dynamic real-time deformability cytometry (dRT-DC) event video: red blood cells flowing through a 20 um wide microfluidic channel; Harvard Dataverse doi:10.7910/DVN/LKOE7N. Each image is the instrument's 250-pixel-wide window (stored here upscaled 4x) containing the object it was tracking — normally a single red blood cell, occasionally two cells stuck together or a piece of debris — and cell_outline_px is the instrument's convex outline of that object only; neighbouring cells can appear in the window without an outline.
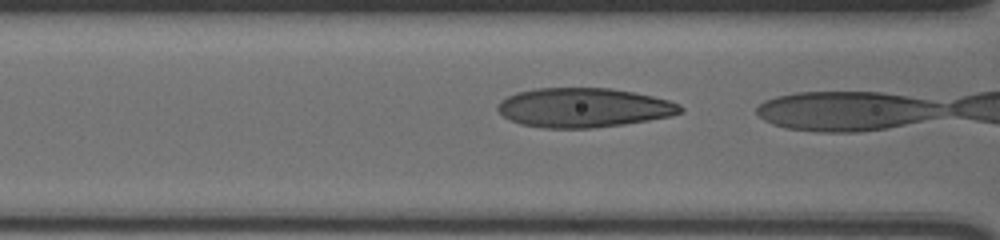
{"species": "human", "species_latin": "Homo sapiens", "temperature_condition": "cold", "stored_images_in_passage": 27, "camera_frame_rate_fps": 3000, "um_per_image_px": 0.085, "donor": {"sex": "male"}, "frame": {"image": 1, "passage_image": 25, "time_ms": 8.0, "image_size_px": [1000, 240], "cell_outline_px": [[684, 112], [672, 116], [624, 124], [592, 128], [544, 128], [520, 124], [508, 120], [496, 108], [496, 104], [500, 100], [516, 92], [536, 88], [608, 88], [632, 92], [652, 96], [668, 100], [680, 104], [684, 108]], "centroid_in_image_um": [49.59, 9.15], "position_along_channel_um": 117.0, "area_um2": 42.08}}